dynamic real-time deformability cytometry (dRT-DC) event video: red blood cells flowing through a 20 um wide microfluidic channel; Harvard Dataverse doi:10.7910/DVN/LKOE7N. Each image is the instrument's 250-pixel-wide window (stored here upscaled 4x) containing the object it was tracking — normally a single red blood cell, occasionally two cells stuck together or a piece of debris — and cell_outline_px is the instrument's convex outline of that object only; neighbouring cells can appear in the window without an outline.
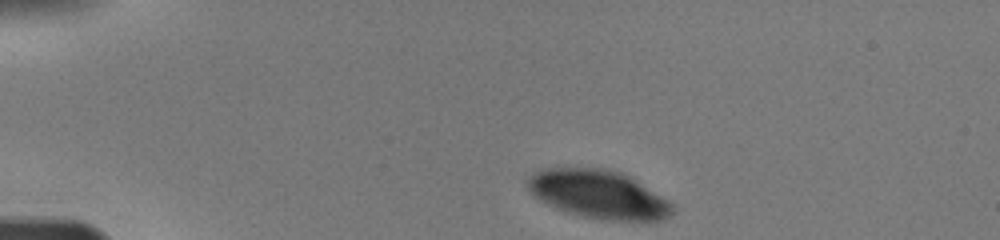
{"species": "human", "species_latin": "Homo sapiens", "temperature_condition": "warm", "stored_images_in_passage": 24, "camera_frame_rate_fps": 3000, "um_per_image_px": 0.085, "donor": {"sex": "male"}, "frame": {"image": 1, "passage_image": 1, "time_ms": 0.0, "image_size_px": [1000, 240], "cell_outline_px": [[676, 212], [660, 220], [600, 220], [580, 216], [556, 208], [540, 200], [528, 188], [524, 180], [532, 172], [540, 168], [608, 168], [620, 172], [628, 176], [668, 200], [672, 204]], "centroid_in_image_um": [50.83, 16.51], "position_along_channel_um": 34.2, "area_um2": 40.81}}
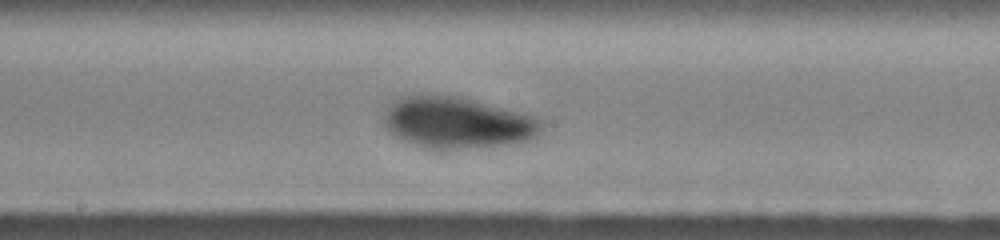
{"frame": {"image": 2, "passage_image": 10, "time_ms": 6.0, "image_size_px": [1000, 240], "cell_outline_px": [[544, 124], [540, 132], [532, 140], [512, 144], [472, 148], [428, 148], [400, 140], [388, 132], [384, 128], [384, 108], [392, 100], [400, 96], [412, 92], [436, 92], [456, 96], [540, 116], [544, 120]], "centroid_in_image_um": [38.83, 10.37], "position_along_channel_um": 209.4, "area_um2": 48.9}}
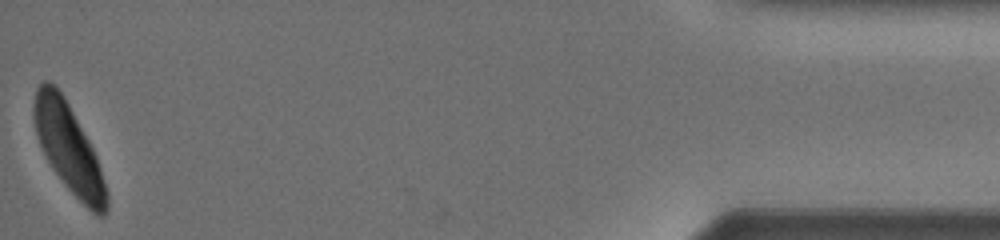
{"frame": {"image": 3, "passage_image": 24, "time_ms": 13.333, "image_size_px": [1000, 240], "cell_outline_px": [[108, 208], [104, 216], [96, 216], [64, 184], [48, 160], [40, 144], [36, 132], [32, 116], [32, 108], [36, 88], [44, 80], [48, 80], [56, 84], [64, 96], [88, 140], [96, 156], [108, 192]], "centroid_in_image_um": [5.83, 12.56], "position_along_channel_um": 429.4, "area_um2": 37.05}}